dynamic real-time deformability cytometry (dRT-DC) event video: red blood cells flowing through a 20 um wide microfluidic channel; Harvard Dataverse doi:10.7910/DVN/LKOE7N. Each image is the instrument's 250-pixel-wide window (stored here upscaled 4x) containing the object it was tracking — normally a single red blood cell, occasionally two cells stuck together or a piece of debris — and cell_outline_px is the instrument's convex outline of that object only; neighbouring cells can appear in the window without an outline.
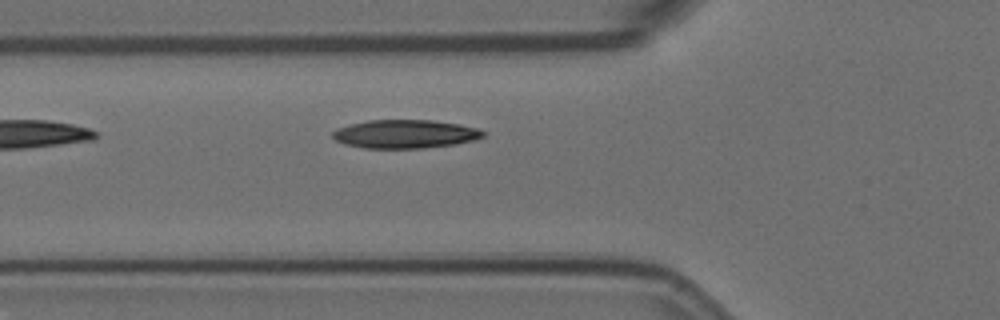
{"species": "Egyptian fruit bat (a non-hibernating species)", "species_latin": "Rousettus aegyptiacus", "temperature_condition": "room temperature", "stored_images_in_passage": 4, "camera_frame_rate_fps": 3000, "um_per_image_px": 0.085, "animal": {"sex": "female"}, "frame": {"image": 1, "passage_image": 4, "time_ms": 1.0, "image_size_px": [1000, 320], "cell_outline_px": [[484, 136], [476, 140], [452, 144], [424, 148], [364, 148], [344, 144], [336, 140], [332, 136], [332, 132], [336, 128], [368, 120], [432, 120], [460, 124], [476, 128], [484, 132]], "centroid_in_image_um": [34.42, 11.39], "position_along_channel_um": 91.4, "area_um2": 24.91}}